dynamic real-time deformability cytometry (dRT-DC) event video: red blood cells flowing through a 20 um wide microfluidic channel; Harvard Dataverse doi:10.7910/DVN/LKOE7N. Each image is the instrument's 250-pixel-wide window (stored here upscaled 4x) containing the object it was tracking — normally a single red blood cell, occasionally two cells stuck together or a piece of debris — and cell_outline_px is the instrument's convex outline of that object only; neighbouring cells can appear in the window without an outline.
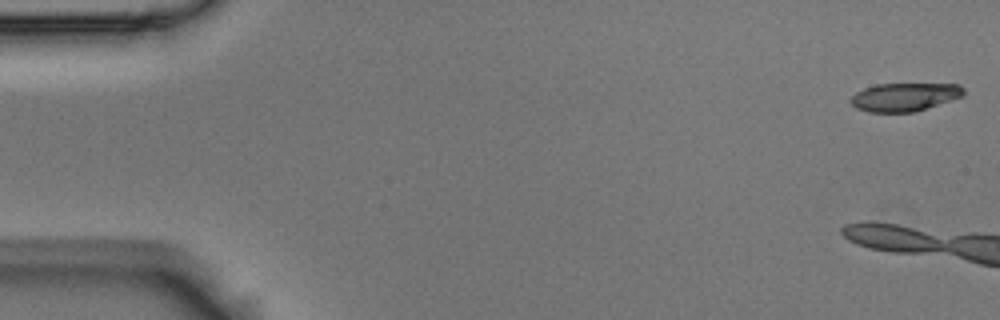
{"species": "Egyptian fruit bat (a non-hibernating species)", "species_latin": "Rousettus aegyptiacus", "temperature_condition": "room temperature", "stored_images_in_passage": 6, "camera_frame_rate_fps": 3000, "um_per_image_px": 0.085, "animal": {"sex": "male"}, "frame": {"image": 1, "passage_image": 1, "time_ms": 0.0, "image_size_px": [1000, 320], "cell_outline_px": [[964, 96], [912, 112], [868, 112], [856, 108], [848, 100], [856, 92], [864, 88], [876, 84], [960, 84], [964, 88]], "centroid_in_image_um": [76.86, 8.24], "position_along_channel_um": 8.1, "area_um2": 18.55}}